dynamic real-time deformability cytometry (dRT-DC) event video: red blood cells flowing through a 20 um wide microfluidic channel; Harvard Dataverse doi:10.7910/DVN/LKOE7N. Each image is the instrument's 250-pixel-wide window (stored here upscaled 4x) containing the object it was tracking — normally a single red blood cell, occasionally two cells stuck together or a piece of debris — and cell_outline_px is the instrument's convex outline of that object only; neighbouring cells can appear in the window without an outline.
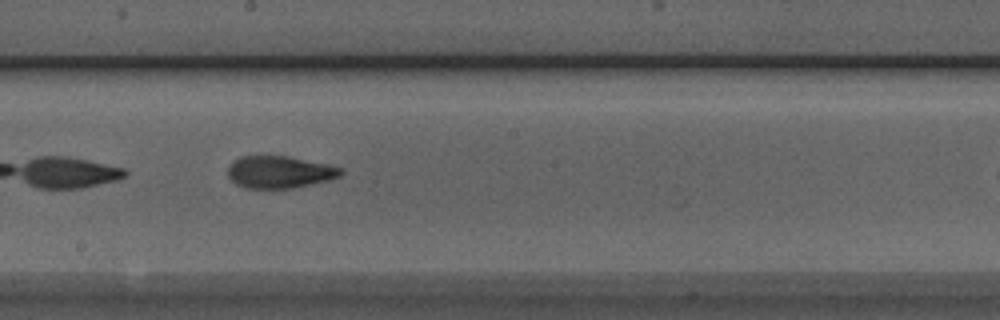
{"species": "Egyptian fruit bat (a non-hibernating species)", "species_latin": "Rousettus aegyptiacus", "temperature_condition": "room temperature", "stored_images_in_passage": 33, "camera_frame_rate_fps": 3000, "um_per_image_px": 0.085, "animal": {"sex": "male"}, "frame": {"image": 1, "passage_image": 19, "time_ms": 6.0, "image_size_px": [1000, 320], "cell_outline_px": [[344, 172], [340, 176], [328, 180], [292, 188], [244, 188], [236, 184], [228, 176], [228, 168], [240, 156], [288, 156], [328, 164], [344, 168]], "centroid_in_image_um": [23.79, 14.62], "position_along_channel_um": 224.4, "area_um2": 21.1}}